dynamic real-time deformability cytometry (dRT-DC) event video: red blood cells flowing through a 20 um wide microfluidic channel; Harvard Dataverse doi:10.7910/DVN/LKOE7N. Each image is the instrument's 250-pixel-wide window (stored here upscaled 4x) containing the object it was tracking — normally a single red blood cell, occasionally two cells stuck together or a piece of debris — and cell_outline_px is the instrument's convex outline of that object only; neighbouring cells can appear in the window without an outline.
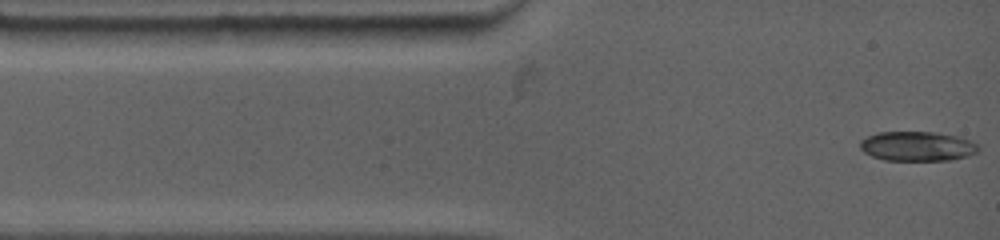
{"species": "common noctule bat (a hibernating species)", "species_latin": "Nyctalus noctula", "temperature_condition": "warm", "stored_images_in_passage": 11, "camera_frame_rate_fps": 4500, "um_per_image_px": 0.085, "animal": {"sex": "female", "body_mass_g": 19.0, "forearm_length_mm": 53.3}, "frame": {"image": 1, "passage_image": 1, "time_ms": 0.0, "image_size_px": [1000, 240], "cell_outline_px": [[980, 148], [976, 152], [968, 156], [948, 160], [884, 160], [872, 156], [864, 152], [860, 148], [860, 140], [868, 136], [880, 132], [936, 132], [956, 136], [972, 140]], "centroid_in_image_um": [77.97, 12.43], "position_along_channel_um": 7.0, "area_um2": 20.35}}
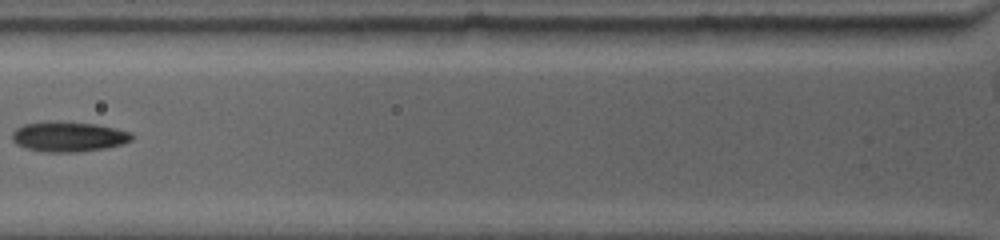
{"frame": {"image": 2, "passage_image": 7, "time_ms": 4.0, "image_size_px": [1000, 240], "cell_outline_px": [[132, 140], [124, 144], [108, 148], [80, 152], [44, 152], [28, 148], [16, 144], [12, 140], [12, 132], [16, 128], [24, 124], [48, 120], [56, 120], [96, 124], [116, 128], [132, 132]], "centroid_in_image_um": [5.84, 11.6], "position_along_channel_um": 120.0, "area_um2": 21.44}}
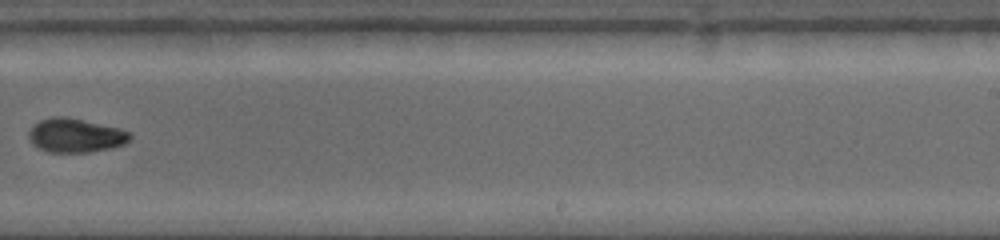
{"frame": {"image": 3, "passage_image": 11, "time_ms": 8.222, "image_size_px": [1000, 240], "cell_outline_px": [[132, 136], [124, 144], [112, 148], [88, 152], [48, 152], [32, 144], [28, 140], [28, 132], [40, 120], [52, 116], [68, 116], [120, 128], [128, 132]], "centroid_in_image_um": [6.4, 11.5], "position_along_channel_um": 282.6, "area_um2": 20.11}}